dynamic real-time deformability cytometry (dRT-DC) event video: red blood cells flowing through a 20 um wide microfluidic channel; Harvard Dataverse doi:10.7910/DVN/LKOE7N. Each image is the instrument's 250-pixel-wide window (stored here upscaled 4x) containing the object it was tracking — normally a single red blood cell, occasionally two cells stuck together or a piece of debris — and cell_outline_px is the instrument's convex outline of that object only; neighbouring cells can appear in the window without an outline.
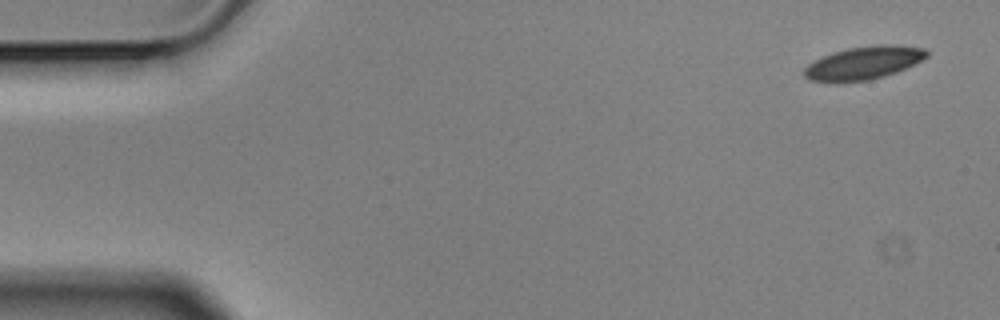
{"species": "Egyptian fruit bat (a non-hibernating species)", "species_latin": "Rousettus aegyptiacus", "temperature_condition": "cold", "stored_images_in_passage": 6, "camera_frame_rate_fps": 3000, "um_per_image_px": 0.085, "animal": {"sex": "male"}, "frame": {"image": 1, "passage_image": 1, "time_ms": 0.0, "image_size_px": [1000, 320], "cell_outline_px": [[928, 56], [896, 72], [884, 76], [868, 80], [840, 84], [832, 84], [808, 80], [804, 76], [804, 68], [808, 64], [824, 56], [848, 48], [876, 44], [892, 44], [924, 48], [928, 52]], "centroid_in_image_um": [73.35, 5.38], "position_along_channel_um": 11.7, "area_um2": 23.81}}
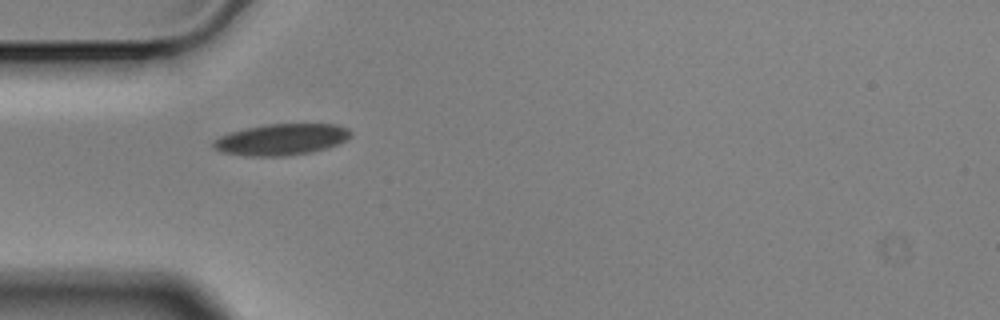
{"frame": {"image": 2, "passage_image": 5, "time_ms": 1.333, "image_size_px": [1000, 320], "cell_outline_px": [[352, 136], [348, 140], [328, 148], [312, 152], [288, 156], [248, 156], [220, 152], [212, 148], [212, 140], [220, 136], [232, 132], [248, 128], [268, 124], [336, 124], [348, 128], [352, 132]], "centroid_in_image_um": [23.95, 11.87], "position_along_channel_um": 61.1, "area_um2": 25.32}}
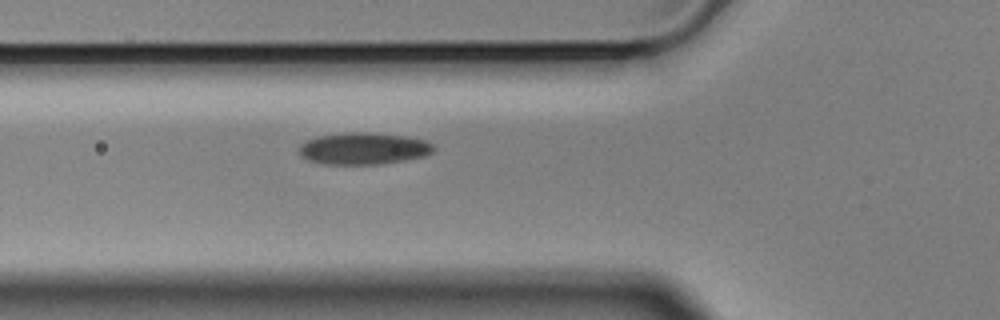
{"frame": {"image": 3, "passage_image": 6, "time_ms": 1.667, "image_size_px": [1000, 320], "cell_outline_px": [[436, 152], [424, 156], [404, 160], [380, 164], [324, 164], [308, 160], [300, 156], [300, 144], [316, 136], [348, 132], [368, 132], [404, 136], [424, 140], [436, 144]], "centroid_in_image_um": [30.94, 12.62], "position_along_channel_um": 94.9, "area_um2": 25.14}}